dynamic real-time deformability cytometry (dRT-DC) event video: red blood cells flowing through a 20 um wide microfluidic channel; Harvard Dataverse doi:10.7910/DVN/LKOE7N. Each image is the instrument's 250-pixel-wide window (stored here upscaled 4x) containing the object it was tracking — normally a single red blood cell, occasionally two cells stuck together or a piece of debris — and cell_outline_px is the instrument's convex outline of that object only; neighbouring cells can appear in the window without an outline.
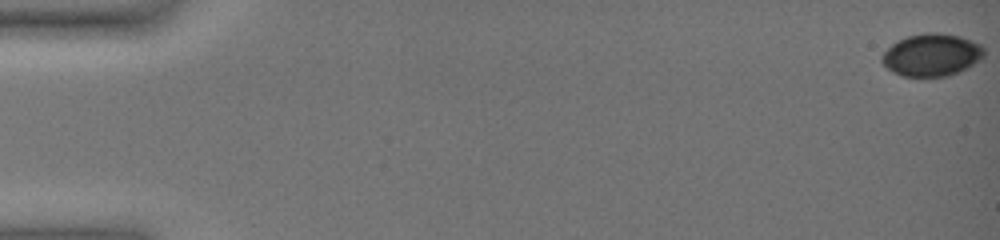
{"species": "common noctule bat (a hibernating species)", "species_latin": "Nyctalus noctula", "temperature_condition": "warm", "stored_images_in_passage": 61, "camera_frame_rate_fps": 3000, "um_per_image_px": 0.085, "animal": {"sex": "female", "body_mass_g": 19.0, "forearm_length_mm": 51.5}, "frame": {"image": 1, "passage_image": 1, "time_ms": 0.0, "image_size_px": [1000, 240], "cell_outline_px": [[984, 56], [980, 60], [968, 68], [948, 76], [904, 76], [892, 72], [880, 60], [880, 56], [892, 44], [908, 36], [928, 32], [936, 32], [960, 36], [972, 40], [980, 44], [984, 48]], "centroid_in_image_um": [79.21, 4.67], "position_along_channel_um": 5.8, "area_um2": 25.26}}
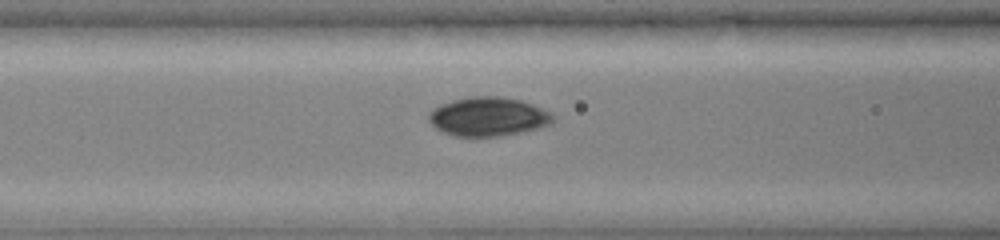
{"frame": {"image": 2, "passage_image": 28, "time_ms": 9.0, "image_size_px": [1000, 240], "cell_outline_px": [[556, 120], [552, 124], [524, 132], [500, 136], [452, 136], [436, 128], [428, 120], [428, 112], [432, 108], [440, 104], [452, 100], [468, 96], [496, 96], [520, 100], [532, 104], [552, 112], [556, 116]], "centroid_in_image_um": [41.52, 9.91], "position_along_channel_um": 125.1, "area_um2": 28.61}}
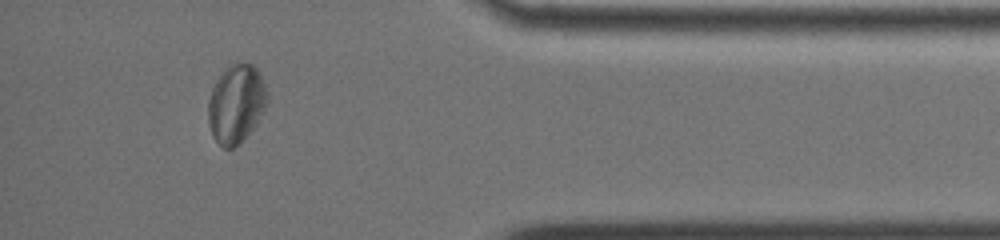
{"frame": {"image": 3, "passage_image": 56, "time_ms": 18.333, "image_size_px": [1000, 240], "cell_outline_px": [[268, 100], [264, 112], [256, 124], [232, 148], [224, 148], [212, 136], [208, 124], [208, 100], [212, 88], [216, 80], [232, 60], [252, 64], [260, 72], [268, 96]], "centroid_in_image_um": [20.07, 8.76], "position_along_channel_um": 415.1, "area_um2": 27.11}, "authors_computed_cell_mechanics": {"area_um2": 26.8192, "velocity_mm_per_s": 3.289, "shape_relaxation_time_tau1_ms": 1.5201, "shape_relaxation_time_tau2_ms": 2.5411, "deformation_change_tau1": 0.0578, "deformation_change_tau2": 0.0587}}